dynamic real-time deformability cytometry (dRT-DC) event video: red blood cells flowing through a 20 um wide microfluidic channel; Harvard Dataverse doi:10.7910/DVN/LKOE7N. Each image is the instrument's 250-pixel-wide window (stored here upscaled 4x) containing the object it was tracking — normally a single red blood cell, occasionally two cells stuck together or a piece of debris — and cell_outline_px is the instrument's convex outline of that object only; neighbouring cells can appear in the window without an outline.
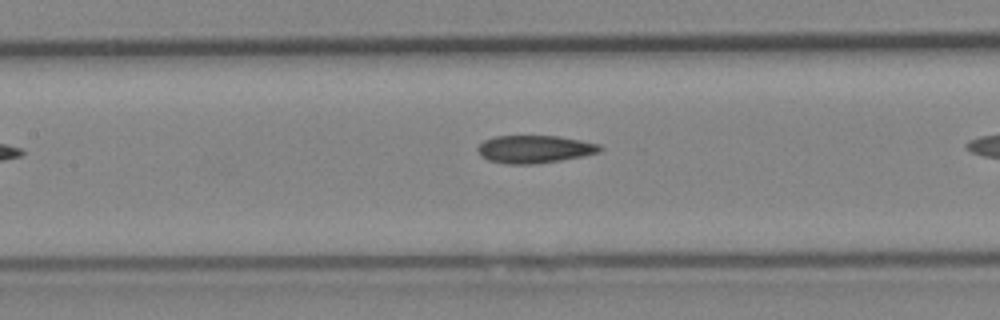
{"species": "Egyptian fruit bat (a non-hibernating species)", "species_latin": "Rousettus aegyptiacus", "temperature_condition": "cold", "stored_images_in_passage": 8, "camera_frame_rate_fps": 3000, "um_per_image_px": 0.085, "animal": {"sex": "female"}, "frame": {"image": 1, "passage_image": 6, "time_ms": 6.667, "image_size_px": [1000, 320], "cell_outline_px": [[604, 148], [600, 152], [560, 160], [536, 164], [508, 164], [488, 160], [480, 156], [476, 148], [484, 140], [496, 136], [556, 136], [580, 140], [600, 144]], "centroid_in_image_um": [45.42, 12.68], "position_along_channel_um": 162.0, "area_um2": 19.71}}